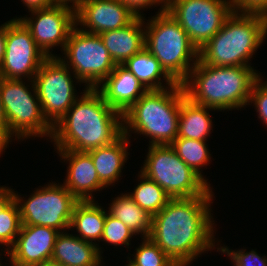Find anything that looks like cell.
Instances as JSON below:
<instances>
[{"mask_svg":"<svg viewBox=\"0 0 267 266\" xmlns=\"http://www.w3.org/2000/svg\"><path fill=\"white\" fill-rule=\"evenodd\" d=\"M213 196L171 198L152 217L149 238L177 266H189L203 253L215 250Z\"/></svg>","mask_w":267,"mask_h":266,"instance_id":"cell-1","label":"cell"},{"mask_svg":"<svg viewBox=\"0 0 267 266\" xmlns=\"http://www.w3.org/2000/svg\"><path fill=\"white\" fill-rule=\"evenodd\" d=\"M65 115L53 126L56 150H89L111 145L123 135V114L110 107L96 88L85 87Z\"/></svg>","mask_w":267,"mask_h":266,"instance_id":"cell-2","label":"cell"},{"mask_svg":"<svg viewBox=\"0 0 267 266\" xmlns=\"http://www.w3.org/2000/svg\"><path fill=\"white\" fill-rule=\"evenodd\" d=\"M260 77L254 67H222L198 60L181 84L185 96L193 103L231 111L248 105L252 87Z\"/></svg>","mask_w":267,"mask_h":266,"instance_id":"cell-3","label":"cell"},{"mask_svg":"<svg viewBox=\"0 0 267 266\" xmlns=\"http://www.w3.org/2000/svg\"><path fill=\"white\" fill-rule=\"evenodd\" d=\"M267 37V15L233 11L222 28L198 50L201 63L253 67L249 63Z\"/></svg>","mask_w":267,"mask_h":266,"instance_id":"cell-4","label":"cell"},{"mask_svg":"<svg viewBox=\"0 0 267 266\" xmlns=\"http://www.w3.org/2000/svg\"><path fill=\"white\" fill-rule=\"evenodd\" d=\"M185 92L181 83L148 90L123 114V134L149 137V145H171L177 138L181 100ZM134 131V132H132Z\"/></svg>","mask_w":267,"mask_h":266,"instance_id":"cell-5","label":"cell"},{"mask_svg":"<svg viewBox=\"0 0 267 266\" xmlns=\"http://www.w3.org/2000/svg\"><path fill=\"white\" fill-rule=\"evenodd\" d=\"M144 48L176 83H182L198 62V49L167 11L157 13L145 23Z\"/></svg>","mask_w":267,"mask_h":266,"instance_id":"cell-6","label":"cell"},{"mask_svg":"<svg viewBox=\"0 0 267 266\" xmlns=\"http://www.w3.org/2000/svg\"><path fill=\"white\" fill-rule=\"evenodd\" d=\"M148 148L140 172L171 198L214 195L210 182L183 162L171 145H149Z\"/></svg>","mask_w":267,"mask_h":266,"instance_id":"cell-7","label":"cell"},{"mask_svg":"<svg viewBox=\"0 0 267 266\" xmlns=\"http://www.w3.org/2000/svg\"><path fill=\"white\" fill-rule=\"evenodd\" d=\"M28 82L31 87L23 80L0 77L1 101L10 129V142L14 136L18 141L34 136L49 137L50 140L52 137L53 127L43 116L34 82Z\"/></svg>","mask_w":267,"mask_h":266,"instance_id":"cell-8","label":"cell"},{"mask_svg":"<svg viewBox=\"0 0 267 266\" xmlns=\"http://www.w3.org/2000/svg\"><path fill=\"white\" fill-rule=\"evenodd\" d=\"M60 60L84 83L97 88L116 67L100 35L90 34L75 26L66 42Z\"/></svg>","mask_w":267,"mask_h":266,"instance_id":"cell-9","label":"cell"},{"mask_svg":"<svg viewBox=\"0 0 267 266\" xmlns=\"http://www.w3.org/2000/svg\"><path fill=\"white\" fill-rule=\"evenodd\" d=\"M49 183L42 188L38 187L25 200L24 196L20 197L21 195L14 191L21 224L41 225L65 232L70 228L73 209L78 200L63 184Z\"/></svg>","mask_w":267,"mask_h":266,"instance_id":"cell-10","label":"cell"},{"mask_svg":"<svg viewBox=\"0 0 267 266\" xmlns=\"http://www.w3.org/2000/svg\"><path fill=\"white\" fill-rule=\"evenodd\" d=\"M33 82L43 116L52 127L80 97L75 93L77 91H75L74 85L76 84L74 82L79 83V85L82 82L60 60L59 55L48 57L43 62L33 78Z\"/></svg>","mask_w":267,"mask_h":266,"instance_id":"cell-11","label":"cell"},{"mask_svg":"<svg viewBox=\"0 0 267 266\" xmlns=\"http://www.w3.org/2000/svg\"><path fill=\"white\" fill-rule=\"evenodd\" d=\"M167 12L201 49L234 11L231 0H167Z\"/></svg>","mask_w":267,"mask_h":266,"instance_id":"cell-12","label":"cell"},{"mask_svg":"<svg viewBox=\"0 0 267 266\" xmlns=\"http://www.w3.org/2000/svg\"><path fill=\"white\" fill-rule=\"evenodd\" d=\"M47 58L19 17L7 21L5 55L0 66V77L33 80Z\"/></svg>","mask_w":267,"mask_h":266,"instance_id":"cell-13","label":"cell"},{"mask_svg":"<svg viewBox=\"0 0 267 266\" xmlns=\"http://www.w3.org/2000/svg\"><path fill=\"white\" fill-rule=\"evenodd\" d=\"M30 12L31 17L21 16L19 19L30 30L42 52L47 57H57V54H52L54 47L60 46L61 51L64 50L69 34L76 26L75 7L71 4L56 3L51 7Z\"/></svg>","mask_w":267,"mask_h":266,"instance_id":"cell-14","label":"cell"},{"mask_svg":"<svg viewBox=\"0 0 267 266\" xmlns=\"http://www.w3.org/2000/svg\"><path fill=\"white\" fill-rule=\"evenodd\" d=\"M135 18L118 0H84L75 7L76 26L90 34L123 28Z\"/></svg>","mask_w":267,"mask_h":266,"instance_id":"cell-15","label":"cell"},{"mask_svg":"<svg viewBox=\"0 0 267 266\" xmlns=\"http://www.w3.org/2000/svg\"><path fill=\"white\" fill-rule=\"evenodd\" d=\"M60 232L41 225H21L14 245L3 251L11 262L33 266L51 260L55 240Z\"/></svg>","mask_w":267,"mask_h":266,"instance_id":"cell-16","label":"cell"},{"mask_svg":"<svg viewBox=\"0 0 267 266\" xmlns=\"http://www.w3.org/2000/svg\"><path fill=\"white\" fill-rule=\"evenodd\" d=\"M56 152L61 160L69 163L66 179L62 184L78 201L95 200L93 192L107 188L100 181L93 160L87 152L73 150Z\"/></svg>","mask_w":267,"mask_h":266,"instance_id":"cell-17","label":"cell"},{"mask_svg":"<svg viewBox=\"0 0 267 266\" xmlns=\"http://www.w3.org/2000/svg\"><path fill=\"white\" fill-rule=\"evenodd\" d=\"M101 84L96 89L105 102L122 114L148 91L123 65H116Z\"/></svg>","mask_w":267,"mask_h":266,"instance_id":"cell-18","label":"cell"},{"mask_svg":"<svg viewBox=\"0 0 267 266\" xmlns=\"http://www.w3.org/2000/svg\"><path fill=\"white\" fill-rule=\"evenodd\" d=\"M145 20L136 17L123 28L99 34L116 65H123L145 47Z\"/></svg>","mask_w":267,"mask_h":266,"instance_id":"cell-19","label":"cell"},{"mask_svg":"<svg viewBox=\"0 0 267 266\" xmlns=\"http://www.w3.org/2000/svg\"><path fill=\"white\" fill-rule=\"evenodd\" d=\"M98 245L84 241L67 231L60 232L55 240L52 261L64 266L104 265Z\"/></svg>","mask_w":267,"mask_h":266,"instance_id":"cell-20","label":"cell"},{"mask_svg":"<svg viewBox=\"0 0 267 266\" xmlns=\"http://www.w3.org/2000/svg\"><path fill=\"white\" fill-rule=\"evenodd\" d=\"M130 142V139L123 134L111 145L87 151L93 160L100 181L106 187L113 186L119 181L123 166L130 155L128 153Z\"/></svg>","mask_w":267,"mask_h":266,"instance_id":"cell-21","label":"cell"},{"mask_svg":"<svg viewBox=\"0 0 267 266\" xmlns=\"http://www.w3.org/2000/svg\"><path fill=\"white\" fill-rule=\"evenodd\" d=\"M105 210L95 200L78 201L74 206L69 228L71 231L75 229L78 235H74L80 239L98 245L101 256L103 254L102 247H99V243L96 241L100 242L103 235Z\"/></svg>","mask_w":267,"mask_h":266,"instance_id":"cell-22","label":"cell"},{"mask_svg":"<svg viewBox=\"0 0 267 266\" xmlns=\"http://www.w3.org/2000/svg\"><path fill=\"white\" fill-rule=\"evenodd\" d=\"M216 109L198 105L186 96L181 100L177 138H186L207 141L212 127V118L209 111Z\"/></svg>","mask_w":267,"mask_h":266,"instance_id":"cell-23","label":"cell"},{"mask_svg":"<svg viewBox=\"0 0 267 266\" xmlns=\"http://www.w3.org/2000/svg\"><path fill=\"white\" fill-rule=\"evenodd\" d=\"M123 66L127 68L147 90L165 89L176 84L161 67L159 61L145 48L129 58ZM163 80L166 86L163 84Z\"/></svg>","mask_w":267,"mask_h":266,"instance_id":"cell-24","label":"cell"},{"mask_svg":"<svg viewBox=\"0 0 267 266\" xmlns=\"http://www.w3.org/2000/svg\"><path fill=\"white\" fill-rule=\"evenodd\" d=\"M109 204L108 212L124 223L135 235L148 238L152 216L141 209L127 193H122Z\"/></svg>","mask_w":267,"mask_h":266,"instance_id":"cell-25","label":"cell"},{"mask_svg":"<svg viewBox=\"0 0 267 266\" xmlns=\"http://www.w3.org/2000/svg\"><path fill=\"white\" fill-rule=\"evenodd\" d=\"M138 179L134 191L127 194L141 209L153 217L166 206L171 197L155 181L141 172L138 173Z\"/></svg>","mask_w":267,"mask_h":266,"instance_id":"cell-26","label":"cell"},{"mask_svg":"<svg viewBox=\"0 0 267 266\" xmlns=\"http://www.w3.org/2000/svg\"><path fill=\"white\" fill-rule=\"evenodd\" d=\"M171 146L174 148L182 161L207 182L204 175H202L201 169L205 165L207 166L210 161H212L206 141L176 138Z\"/></svg>","mask_w":267,"mask_h":266,"instance_id":"cell-27","label":"cell"},{"mask_svg":"<svg viewBox=\"0 0 267 266\" xmlns=\"http://www.w3.org/2000/svg\"><path fill=\"white\" fill-rule=\"evenodd\" d=\"M142 240L131 255L132 259L128 257L136 266H177L149 237Z\"/></svg>","mask_w":267,"mask_h":266,"instance_id":"cell-28","label":"cell"},{"mask_svg":"<svg viewBox=\"0 0 267 266\" xmlns=\"http://www.w3.org/2000/svg\"><path fill=\"white\" fill-rule=\"evenodd\" d=\"M21 225L19 206L13 200L0 214V245L6 252L14 245Z\"/></svg>","mask_w":267,"mask_h":266,"instance_id":"cell-29","label":"cell"},{"mask_svg":"<svg viewBox=\"0 0 267 266\" xmlns=\"http://www.w3.org/2000/svg\"><path fill=\"white\" fill-rule=\"evenodd\" d=\"M132 236H135L134 232L106 210L105 225L101 241L109 245H114L115 247L118 245H125L129 248Z\"/></svg>","mask_w":267,"mask_h":266,"instance_id":"cell-30","label":"cell"},{"mask_svg":"<svg viewBox=\"0 0 267 266\" xmlns=\"http://www.w3.org/2000/svg\"><path fill=\"white\" fill-rule=\"evenodd\" d=\"M218 252L227 254L230 258L231 263H234L233 266H267V255H259L255 250L247 251L246 249H238L236 251L230 249L227 246H217ZM247 251V252H246Z\"/></svg>","mask_w":267,"mask_h":266,"instance_id":"cell-31","label":"cell"},{"mask_svg":"<svg viewBox=\"0 0 267 266\" xmlns=\"http://www.w3.org/2000/svg\"><path fill=\"white\" fill-rule=\"evenodd\" d=\"M262 78L263 77H260L254 83L248 105L253 103L255 111L258 113V118L261 119L267 127V81H264Z\"/></svg>","mask_w":267,"mask_h":266,"instance_id":"cell-32","label":"cell"},{"mask_svg":"<svg viewBox=\"0 0 267 266\" xmlns=\"http://www.w3.org/2000/svg\"><path fill=\"white\" fill-rule=\"evenodd\" d=\"M120 1L124 6H126L134 15L135 17H141L143 18L142 10H145L146 8L150 9L153 5L159 6L160 8L157 13H162L166 11L167 9V0H118Z\"/></svg>","mask_w":267,"mask_h":266,"instance_id":"cell-33","label":"cell"},{"mask_svg":"<svg viewBox=\"0 0 267 266\" xmlns=\"http://www.w3.org/2000/svg\"><path fill=\"white\" fill-rule=\"evenodd\" d=\"M233 10L239 12H258L267 15V0H231Z\"/></svg>","mask_w":267,"mask_h":266,"instance_id":"cell-34","label":"cell"},{"mask_svg":"<svg viewBox=\"0 0 267 266\" xmlns=\"http://www.w3.org/2000/svg\"><path fill=\"white\" fill-rule=\"evenodd\" d=\"M10 143V129L5 115L0 94V155L5 152Z\"/></svg>","mask_w":267,"mask_h":266,"instance_id":"cell-35","label":"cell"},{"mask_svg":"<svg viewBox=\"0 0 267 266\" xmlns=\"http://www.w3.org/2000/svg\"><path fill=\"white\" fill-rule=\"evenodd\" d=\"M14 200V189L0 186V214Z\"/></svg>","mask_w":267,"mask_h":266,"instance_id":"cell-36","label":"cell"},{"mask_svg":"<svg viewBox=\"0 0 267 266\" xmlns=\"http://www.w3.org/2000/svg\"><path fill=\"white\" fill-rule=\"evenodd\" d=\"M22 4L30 11L48 8L55 5L56 0H21Z\"/></svg>","mask_w":267,"mask_h":266,"instance_id":"cell-37","label":"cell"},{"mask_svg":"<svg viewBox=\"0 0 267 266\" xmlns=\"http://www.w3.org/2000/svg\"><path fill=\"white\" fill-rule=\"evenodd\" d=\"M7 22L0 25V66L5 55Z\"/></svg>","mask_w":267,"mask_h":266,"instance_id":"cell-38","label":"cell"},{"mask_svg":"<svg viewBox=\"0 0 267 266\" xmlns=\"http://www.w3.org/2000/svg\"><path fill=\"white\" fill-rule=\"evenodd\" d=\"M33 266H64V265L61 264V263L52 261V260H48V261H44V262H42L40 264H36V265H33Z\"/></svg>","mask_w":267,"mask_h":266,"instance_id":"cell-39","label":"cell"},{"mask_svg":"<svg viewBox=\"0 0 267 266\" xmlns=\"http://www.w3.org/2000/svg\"><path fill=\"white\" fill-rule=\"evenodd\" d=\"M82 1L84 0H56L57 3H64V4L72 3L71 5L74 7H76Z\"/></svg>","mask_w":267,"mask_h":266,"instance_id":"cell-40","label":"cell"},{"mask_svg":"<svg viewBox=\"0 0 267 266\" xmlns=\"http://www.w3.org/2000/svg\"><path fill=\"white\" fill-rule=\"evenodd\" d=\"M125 266H136L134 263H132L130 260H129V258H128V264L127 265H125Z\"/></svg>","mask_w":267,"mask_h":266,"instance_id":"cell-41","label":"cell"},{"mask_svg":"<svg viewBox=\"0 0 267 266\" xmlns=\"http://www.w3.org/2000/svg\"><path fill=\"white\" fill-rule=\"evenodd\" d=\"M9 262H10L11 266H21V265H17V264H15V263L11 262L10 260H9ZM3 265H4V264L2 263L1 266H3Z\"/></svg>","mask_w":267,"mask_h":266,"instance_id":"cell-42","label":"cell"}]
</instances>
